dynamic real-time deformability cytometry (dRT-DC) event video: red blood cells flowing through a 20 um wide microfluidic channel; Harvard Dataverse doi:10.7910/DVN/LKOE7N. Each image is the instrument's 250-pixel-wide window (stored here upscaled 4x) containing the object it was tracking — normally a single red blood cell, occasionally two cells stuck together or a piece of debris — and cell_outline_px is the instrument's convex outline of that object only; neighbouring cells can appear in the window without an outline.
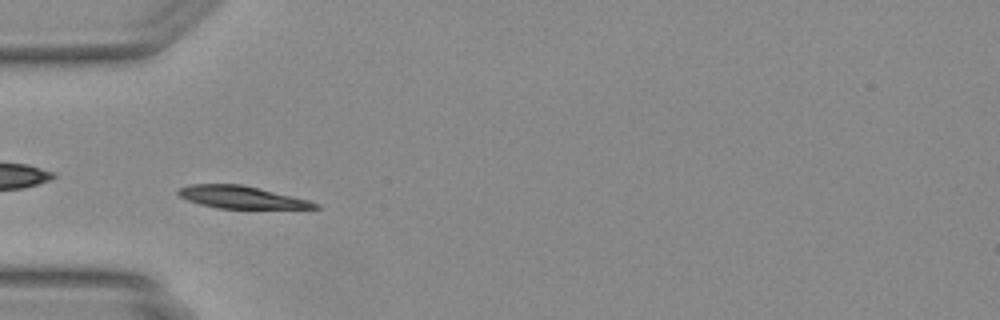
{"species": "Egyptian fruit bat (a non-hibernating species)", "species_latin": "Rousettus aegyptiacus", "temperature_condition": "warm", "stored_images_in_passage": 20, "camera_frame_rate_fps": 3000, "um_per_image_px": 0.085, "animal": {"sex": "female"}, "frame": {"image": 1, "passage_image": 11, "time_ms": 3.333, "image_size_px": [1000, 320], "cell_outline_px": [[320, 208], [216, 208], [200, 204], [188, 200], [180, 196], [176, 192], [180, 188], [192, 184], [240, 184], [308, 200], [320, 204]], "centroid_in_image_um": [20.48, 16.76], "position_along_channel_um": 64.5, "area_um2": 17.4}}